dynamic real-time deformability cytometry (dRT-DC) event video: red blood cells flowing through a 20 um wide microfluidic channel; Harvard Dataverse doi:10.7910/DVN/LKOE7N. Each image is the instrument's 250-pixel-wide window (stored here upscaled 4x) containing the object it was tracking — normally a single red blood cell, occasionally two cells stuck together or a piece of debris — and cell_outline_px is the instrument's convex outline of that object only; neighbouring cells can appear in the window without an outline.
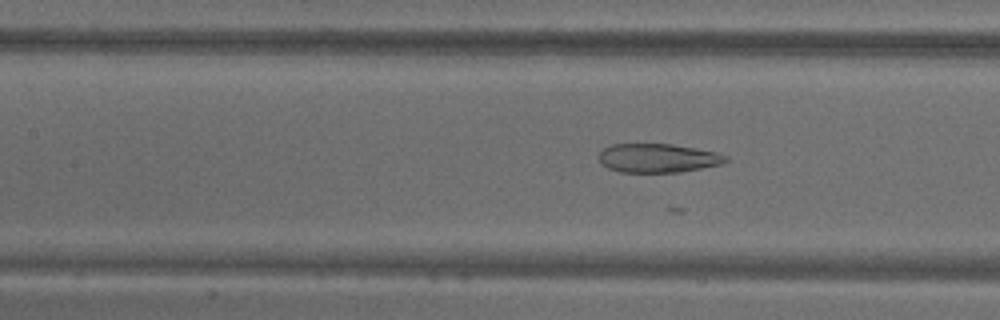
{"species": "common noctule bat (a hibernating species)", "species_latin": "Nyctalus noctula", "temperature_condition": "warm", "stored_images_in_passage": 40, "camera_frame_rate_fps": 3000, "um_per_image_px": 0.085, "animal": {"sex": "male", "body_mass_g": 18.8}, "frame": {"image": 1, "passage_image": 30, "time_ms": 9.667, "image_size_px": [1000, 320], "cell_outline_px": [[728, 160], [724, 164], [680, 172], [620, 172], [608, 168], [600, 164], [596, 156], [604, 148], [612, 144], [672, 144], [716, 152], [728, 156]], "centroid_in_image_um": [55.9, 13.44], "position_along_channel_um": 151.5, "area_um2": 21.56}}
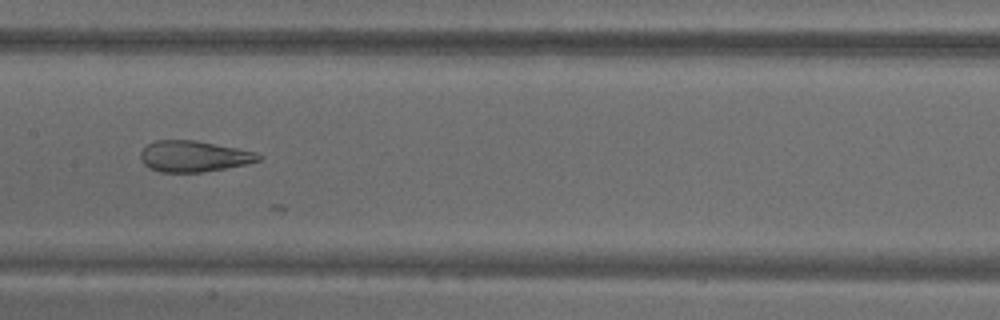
{"frame": {"image": 2, "passage_image": 34, "time_ms": 11.0, "image_size_px": [1000, 320], "cell_outline_px": [[264, 156], [260, 160], [244, 164], [204, 172], [160, 172], [148, 168], [144, 164], [140, 156], [140, 152], [148, 144], [156, 140], [196, 140], [256, 152]], "centroid_in_image_um": [16.45, 13.28], "position_along_channel_um": 190.9, "area_um2": 21.27}}
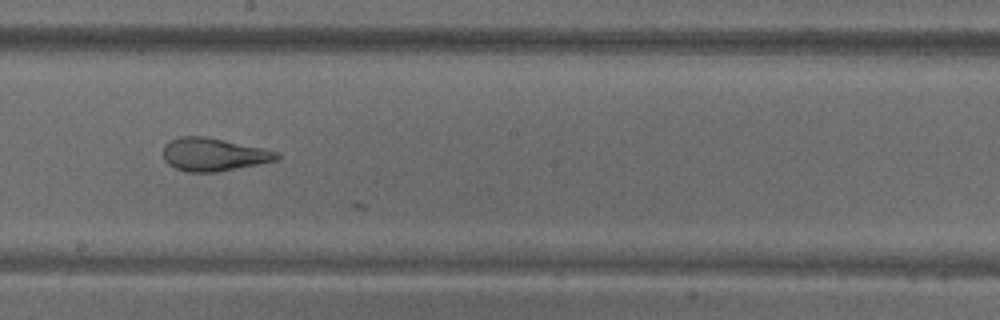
{"frame": {"image": 3, "passage_image": 38, "time_ms": 12.333, "image_size_px": [1000, 320], "cell_outline_px": [[280, 156], [276, 160], [216, 172], [184, 172], [168, 164], [164, 160], [164, 144], [180, 136], [204, 136], [264, 148], [276, 152]], "centroid_in_image_um": [18.11, 13.13], "position_along_channel_um": 230.1, "area_um2": 21.62}}